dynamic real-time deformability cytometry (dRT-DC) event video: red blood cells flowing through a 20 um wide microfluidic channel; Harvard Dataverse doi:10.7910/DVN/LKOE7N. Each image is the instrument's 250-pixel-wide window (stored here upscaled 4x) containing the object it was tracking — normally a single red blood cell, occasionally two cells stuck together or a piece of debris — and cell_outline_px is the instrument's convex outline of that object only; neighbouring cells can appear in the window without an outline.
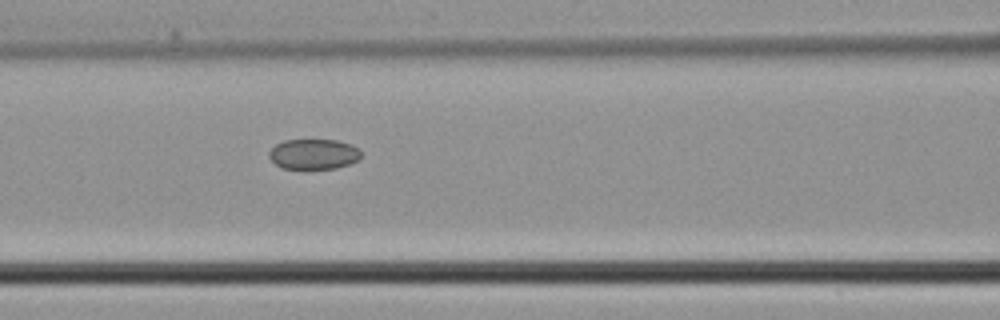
{"species": "common noctule bat (a hibernating species)", "species_latin": "Nyctalus noctula", "temperature_condition": "cold", "stored_images_in_passage": 3, "camera_frame_rate_fps": 3000, "um_per_image_px": 0.085, "animal": {"sex": "male", "body_mass_g": 21.5, "forearm_length_mm": 52.0}, "frame": {"image": 1, "passage_image": 3, "time_ms": 0.667, "image_size_px": [1000, 320], "cell_outline_px": [[360, 156], [356, 160], [348, 164], [336, 168], [284, 168], [276, 164], [268, 156], [268, 152], [276, 144], [284, 140], [336, 140], [352, 144], [360, 152]], "centroid_in_image_um": [26.63, 13.08], "position_along_channel_um": 140.0, "area_um2": 15.95}}